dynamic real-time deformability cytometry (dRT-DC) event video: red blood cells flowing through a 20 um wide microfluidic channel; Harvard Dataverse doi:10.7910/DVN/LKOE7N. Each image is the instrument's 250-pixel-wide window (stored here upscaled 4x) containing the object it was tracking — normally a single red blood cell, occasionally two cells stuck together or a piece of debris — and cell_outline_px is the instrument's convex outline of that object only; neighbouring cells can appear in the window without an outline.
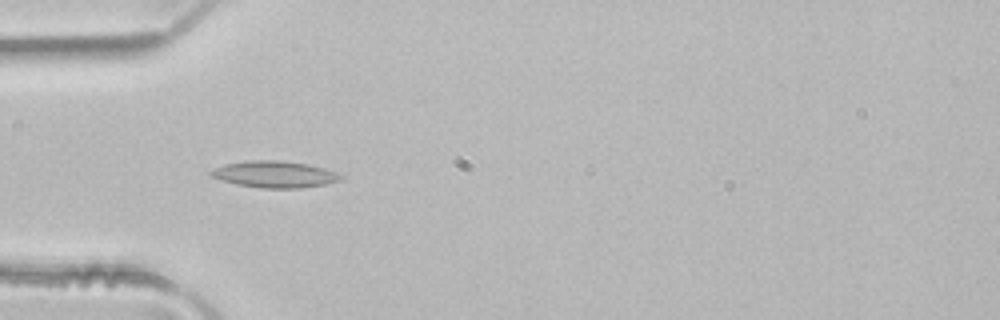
{"species": "common noctule bat (a hibernating species)", "species_latin": "Nyctalus noctula", "temperature_condition": "room temperature", "stored_images_in_passage": 6, "camera_frame_rate_fps": 3000, "um_per_image_px": 0.085, "animal": {"sex": "male", "body_mass_g": 21.5, "forearm_length_mm": 52.0}, "frame": {"image": 1, "passage_image": 5, "time_ms": 1.333, "image_size_px": [1000, 320], "cell_outline_px": [[344, 180], [324, 184], [300, 188], [260, 188], [236, 184], [220, 180], [212, 176], [208, 172], [212, 168], [224, 164], [244, 160], [280, 160], [308, 164], [324, 168], [336, 172], [344, 176]], "centroid_in_image_um": [23.32, 14.81], "position_along_channel_um": 61.7, "area_um2": 20.4}}
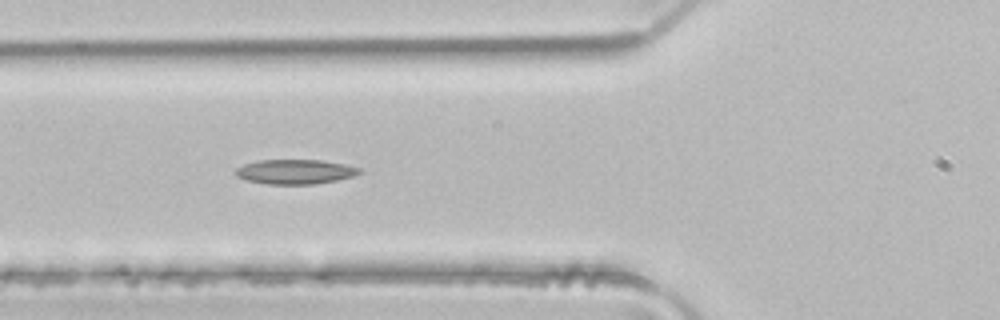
{"frame": {"image": 2, "passage_image": 6, "time_ms": 1.667, "image_size_px": [1000, 320], "cell_outline_px": [[364, 172], [352, 176], [336, 180], [316, 184], [264, 184], [244, 180], [236, 176], [232, 172], [236, 168], [244, 164], [260, 160], [320, 160], [344, 164], [360, 168]], "centroid_in_image_um": [25.04, 14.6], "position_along_channel_um": 100.8, "area_um2": 17.92}}